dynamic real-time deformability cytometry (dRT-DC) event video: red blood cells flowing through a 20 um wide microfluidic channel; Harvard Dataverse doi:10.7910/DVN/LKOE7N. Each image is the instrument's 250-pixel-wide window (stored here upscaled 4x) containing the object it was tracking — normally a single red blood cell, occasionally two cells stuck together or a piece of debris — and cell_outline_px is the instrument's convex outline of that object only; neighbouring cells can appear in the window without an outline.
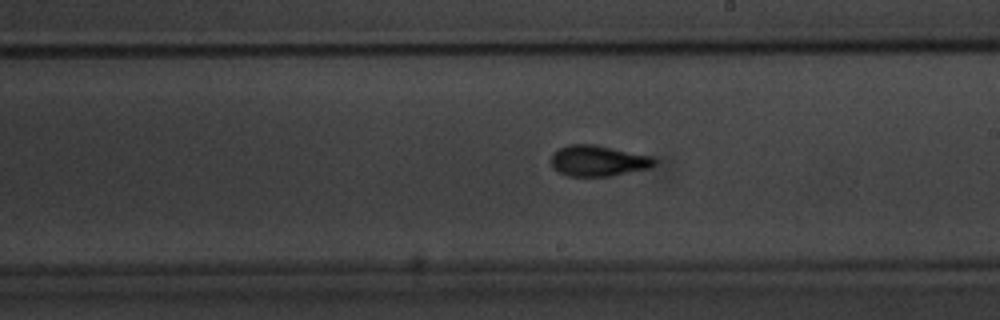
{"species": "common noctule bat (a hibernating species)", "species_latin": "Nyctalus noctula", "temperature_condition": "warm", "stored_images_in_passage": 40, "camera_frame_rate_fps": 3000, "um_per_image_px": 0.085, "animal": {"sex": "male", "body_mass_g": 20.1, "forearm_length_mm": 53.5}, "frame": {"image": 1, "passage_image": 17, "time_ms": 5.333, "image_size_px": [1000, 320], "cell_outline_px": [[656, 164], [652, 168], [612, 176], [568, 176], [552, 168], [548, 160], [552, 152], [568, 144], [596, 144], [652, 156], [656, 160]], "centroid_in_image_um": [50.83, 13.66], "position_along_channel_um": 238.2, "area_um2": 19.07}}
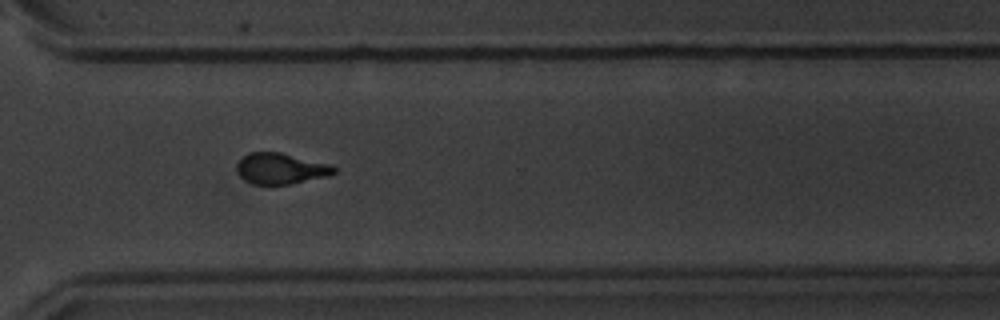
{"frame": {"image": 2, "passage_image": 26, "time_ms": 8.333, "image_size_px": [1000, 320], "cell_outline_px": [[336, 172], [328, 176], [292, 184], [252, 184], [244, 180], [240, 176], [236, 168], [236, 164], [248, 152], [280, 152], [328, 164], [336, 168]], "centroid_in_image_um": [23.84, 14.33], "position_along_channel_um": 346.8, "area_um2": 17.46}}
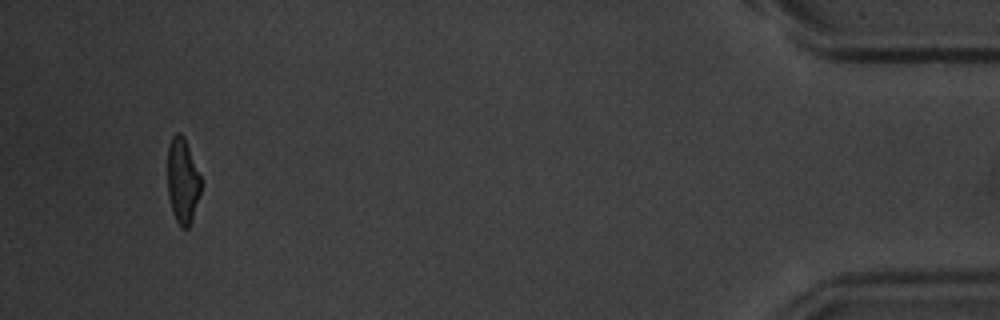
{"frame": {"image": 3, "passage_image": 38, "time_ms": 12.333, "image_size_px": [1000, 320], "cell_outline_px": [[200, 192], [188, 228], [180, 228], [172, 212], [168, 196], [168, 144], [172, 136], [176, 132], [180, 132], [184, 136], [200, 176]], "centroid_in_image_um": [15.49, 15.34], "position_along_channel_um": 419.7, "area_um2": 16.36}}